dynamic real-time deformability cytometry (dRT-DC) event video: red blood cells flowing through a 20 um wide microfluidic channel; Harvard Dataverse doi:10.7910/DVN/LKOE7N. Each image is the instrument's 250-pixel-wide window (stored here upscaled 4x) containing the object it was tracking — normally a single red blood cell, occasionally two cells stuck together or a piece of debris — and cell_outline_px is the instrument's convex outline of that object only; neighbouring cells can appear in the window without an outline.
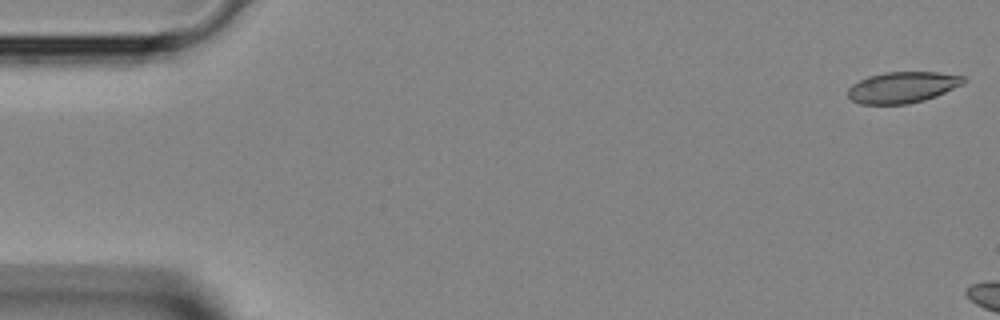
{"species": "Egyptian fruit bat (a non-hibernating species)", "species_latin": "Rousettus aegyptiacus", "temperature_condition": "room temperature", "stored_images_in_passage": 5, "camera_frame_rate_fps": 3000, "um_per_image_px": 0.085, "animal": {"sex": "female"}, "frame": {"image": 1, "passage_image": 1, "time_ms": 0.0, "image_size_px": [1000, 320], "cell_outline_px": [[964, 84], [936, 96], [924, 100], [908, 104], [860, 104], [852, 100], [848, 96], [848, 88], [852, 84], [868, 76], [884, 72], [936, 72], [964, 76]], "centroid_in_image_um": [76.7, 7.42], "position_along_channel_um": 8.3, "area_um2": 20.98}}